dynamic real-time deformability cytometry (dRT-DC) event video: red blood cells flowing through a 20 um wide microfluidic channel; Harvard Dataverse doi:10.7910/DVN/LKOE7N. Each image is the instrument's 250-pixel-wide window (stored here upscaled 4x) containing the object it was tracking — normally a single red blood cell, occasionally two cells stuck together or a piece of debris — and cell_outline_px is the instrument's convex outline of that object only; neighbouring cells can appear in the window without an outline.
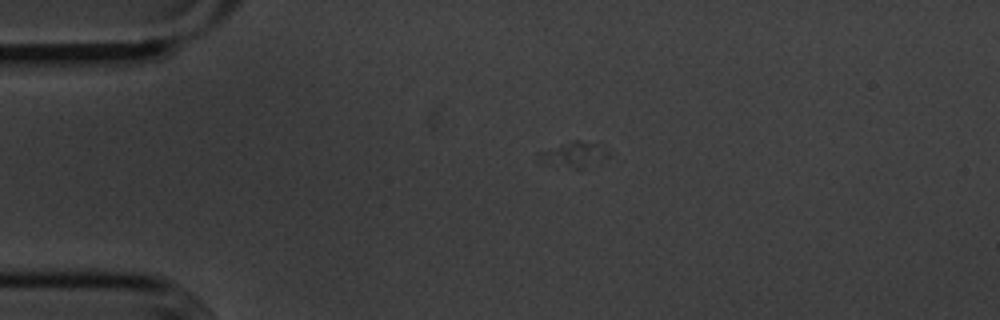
{"species": "common noctule bat (a hibernating species)", "species_latin": "Nyctalus noctula", "temperature_condition": "cold", "stored_images_in_passage": 26, "camera_frame_rate_fps": 3000, "um_per_image_px": 0.085, "animal": {"sex": "male", "body_mass_g": 20.1, "forearm_length_mm": 53.5}, "frame": {"image": 1, "passage_image": 1, "time_ms": 0.0, "image_size_px": [1000, 320], "cell_outline_px": [[612, 152], [608, 156], [580, 168], [572, 168], [540, 164], [536, 160], [536, 152], [572, 140], [580, 140], [596, 144]], "centroid_in_image_um": [48.63, 13.13], "position_along_channel_um": 36.4, "area_um2": 10.4}}
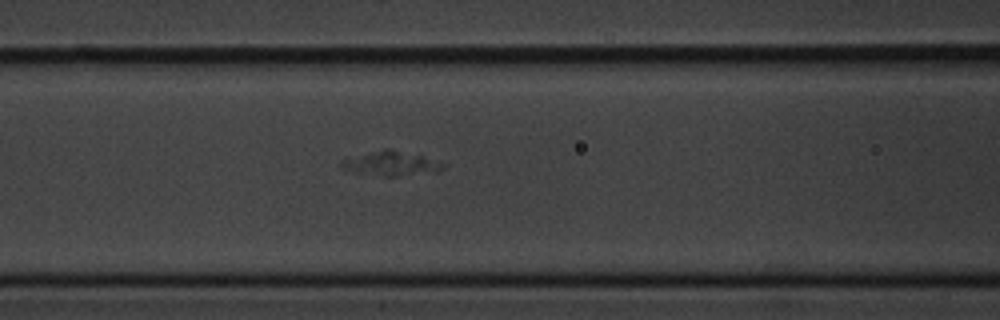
{"frame": {"image": 2, "passage_image": 12, "time_ms": 3.667, "image_size_px": [1000, 320], "cell_outline_px": [[444, 168], [440, 172], [396, 176], [384, 176], [356, 172], [340, 168], [340, 164], [344, 160], [384, 148], [392, 148], [420, 156], [444, 164]], "centroid_in_image_um": [33.27, 13.91], "position_along_channel_um": 133.3, "area_um2": 14.1}}
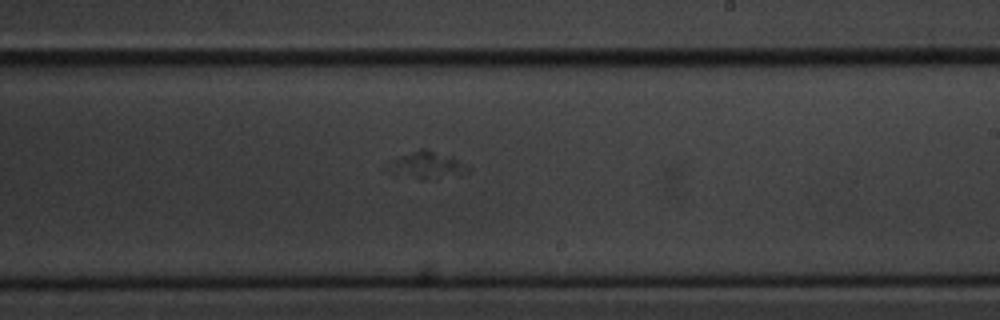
{"frame": {"image": 3, "passage_image": 22, "time_ms": 7.0, "image_size_px": [1000, 320], "cell_outline_px": [[468, 172], [424, 180], [388, 172], [384, 168], [396, 160], [420, 148], [424, 148], [456, 160], [468, 168]], "centroid_in_image_um": [36.21, 14.06], "position_along_channel_um": 252.8, "area_um2": 11.62}}